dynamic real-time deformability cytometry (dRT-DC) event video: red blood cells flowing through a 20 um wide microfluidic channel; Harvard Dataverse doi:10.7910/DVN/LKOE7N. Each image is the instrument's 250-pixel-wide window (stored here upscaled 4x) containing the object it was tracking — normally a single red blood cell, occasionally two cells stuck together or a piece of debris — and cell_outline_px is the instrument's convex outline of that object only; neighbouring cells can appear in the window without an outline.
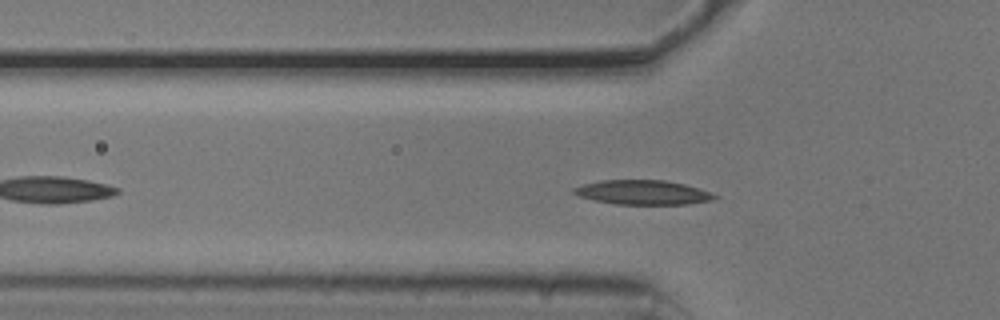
{"species": "common noctule bat (a hibernating species)", "species_latin": "Nyctalus noctula", "temperature_condition": "cold", "stored_images_in_passage": 40, "camera_frame_rate_fps": 3000, "um_per_image_px": 0.085, "animal": {"sex": "male", "body_mass_g": 20.5, "forearm_length_mm": 52.5}, "frame": {"image": 1, "passage_image": 10, "time_ms": 3.0, "image_size_px": [1000, 320], "cell_outline_px": [[720, 196], [712, 200], [688, 204], [616, 204], [596, 200], [580, 196], [572, 192], [572, 188], [584, 184], [600, 180], [664, 180], [684, 184]], "centroid_in_image_um": [54.63, 16.35], "position_along_channel_um": 71.2, "area_um2": 19.77}}
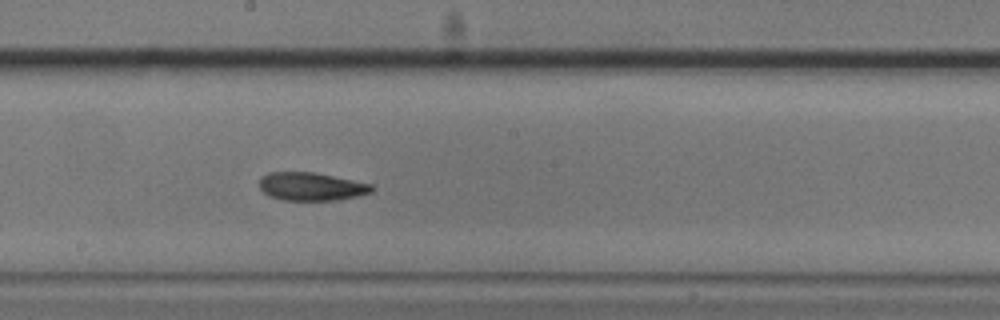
{"frame": {"image": 2, "passage_image": 22, "time_ms": 7.0, "image_size_px": [1000, 320], "cell_outline_px": [[376, 188], [372, 192], [360, 196], [336, 200], [284, 200], [268, 196], [260, 188], [260, 176], [268, 172], [312, 172], [372, 184]], "centroid_in_image_um": [26.47, 15.86], "position_along_channel_um": 221.7, "area_um2": 18.5}}
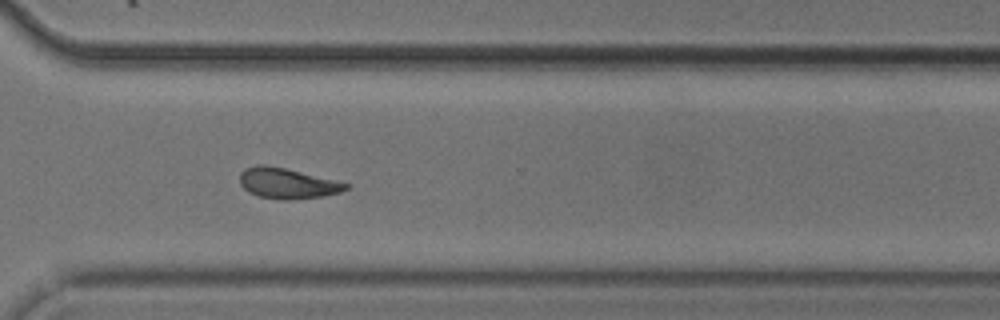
{"frame": {"image": 3, "passage_image": 32, "time_ms": 10.333, "image_size_px": [1000, 320], "cell_outline_px": [[352, 184], [348, 188], [340, 192], [320, 196], [288, 200], [280, 200], [260, 196], [248, 192], [240, 184], [240, 172], [244, 168], [256, 164], [264, 164], [284, 168], [336, 180]], "centroid_in_image_um": [24.4, 15.57], "position_along_channel_um": 346.2, "area_um2": 18.84}, "authors_computed_cell_mechanics": {"area_um2": 18.8428, "velocity_mm_per_s": 3.7503, "shape_relaxation_time_tau1_ms": 11.0268, "shape_relaxation_time_tau2_ms": 7.3942, "deformation_change_tau1": 0.2124, "deformation_change_tau2": 0.1521}}